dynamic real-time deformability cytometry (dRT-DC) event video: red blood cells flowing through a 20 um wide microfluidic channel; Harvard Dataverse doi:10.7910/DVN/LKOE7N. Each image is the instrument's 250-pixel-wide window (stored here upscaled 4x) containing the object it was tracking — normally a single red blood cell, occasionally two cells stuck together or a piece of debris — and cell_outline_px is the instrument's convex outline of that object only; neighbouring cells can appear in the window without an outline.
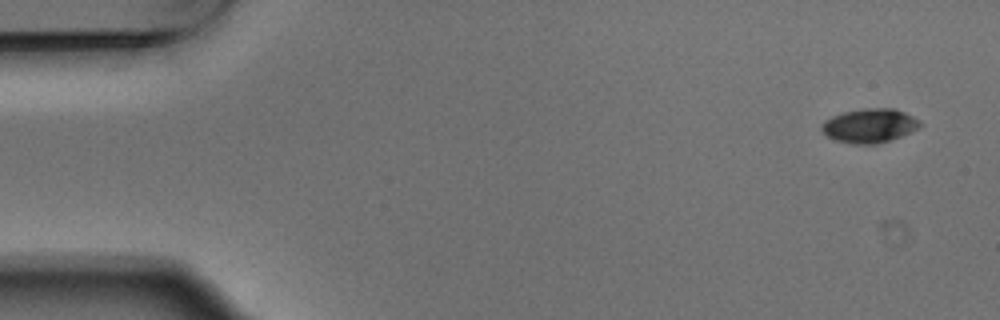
{"species": "Egyptian fruit bat (a non-hibernating species)", "species_latin": "Rousettus aegyptiacus", "temperature_condition": "warm", "stored_images_in_passage": 5, "camera_frame_rate_fps": 3000, "um_per_image_px": 0.085, "animal": {"sex": "male"}, "frame": {"image": 1, "passage_image": 1, "time_ms": 0.0, "image_size_px": [1000, 320], "cell_outline_px": [[924, 124], [900, 136], [876, 144], [852, 144], [836, 140], [828, 136], [820, 128], [820, 124], [824, 120], [832, 116], [844, 112], [864, 108], [896, 108], [920, 120]], "centroid_in_image_um": [73.89, 10.67], "position_along_channel_um": 11.1, "area_um2": 19.42}}
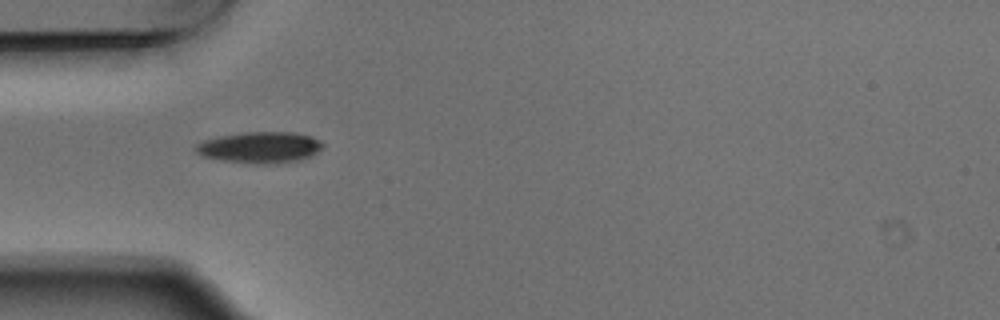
{"frame": {"image": 2, "passage_image": 5, "time_ms": 1.333, "image_size_px": [1000, 320], "cell_outline_px": [[324, 144], [312, 156], [300, 160], [276, 164], [260, 164], [224, 160], [200, 156], [196, 152], [196, 144], [204, 140], [220, 136], [244, 132], [292, 132], [312, 136]], "centroid_in_image_um": [22.1, 12.53], "position_along_channel_um": 62.9, "area_um2": 23.06}}